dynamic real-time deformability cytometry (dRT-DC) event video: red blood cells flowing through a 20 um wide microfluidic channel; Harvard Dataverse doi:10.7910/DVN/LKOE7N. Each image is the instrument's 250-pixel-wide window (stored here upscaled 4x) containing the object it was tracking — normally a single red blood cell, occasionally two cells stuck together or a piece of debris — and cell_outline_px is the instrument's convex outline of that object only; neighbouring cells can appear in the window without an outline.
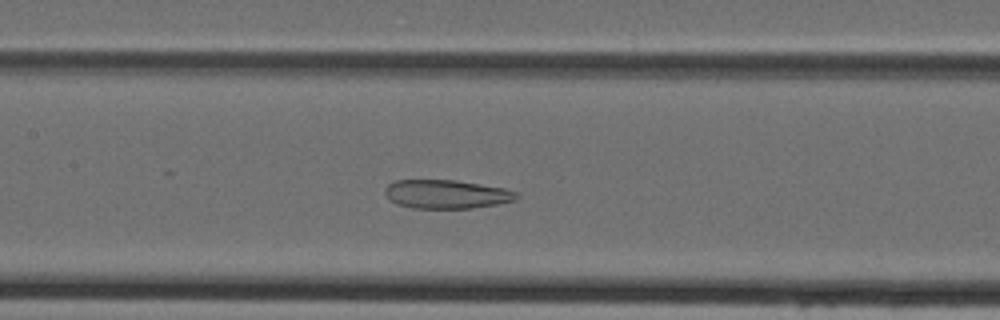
{"species": "Egyptian fruit bat (a non-hibernating species)", "species_latin": "Rousettus aegyptiacus", "temperature_condition": "cold", "stored_images_in_passage": 44, "camera_frame_rate_fps": 3000, "um_per_image_px": 0.085, "animal": {"sex": "female"}, "frame": {"image": 1, "passage_image": 19, "time_ms": 6.0, "image_size_px": [1000, 320], "cell_outline_px": [[520, 196], [516, 200], [496, 204], [472, 208], [412, 208], [396, 204], [388, 200], [384, 192], [384, 188], [388, 184], [396, 180], [456, 180], [504, 188], [520, 192]], "centroid_in_image_um": [37.94, 16.5], "position_along_channel_um": 169.5, "area_um2": 22.25}}
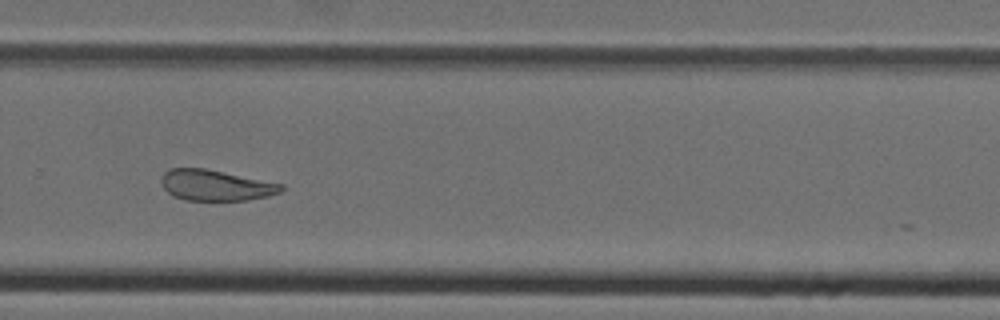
{"frame": {"image": 2, "passage_image": 29, "time_ms": 9.333, "image_size_px": [1000, 320], "cell_outline_px": [[284, 188], [280, 192], [268, 196], [248, 200], [184, 200], [172, 196], [164, 188], [160, 180], [164, 172], [168, 168], [204, 168], [284, 184]], "centroid_in_image_um": [18.31, 15.75], "position_along_channel_um": 311.5, "area_um2": 21.56}}
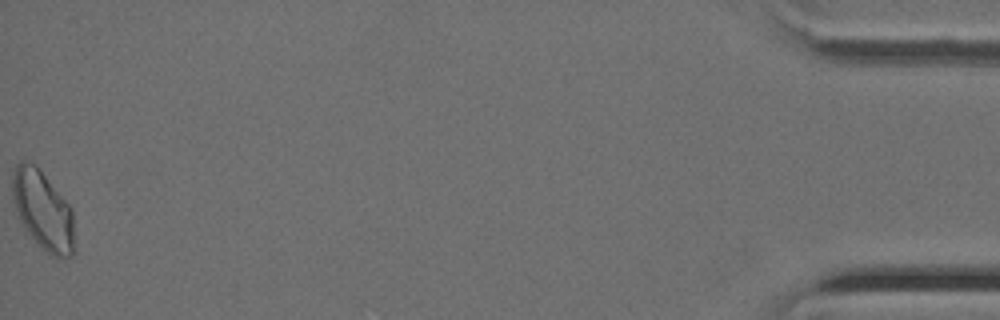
{"frame": {"image": 3, "passage_image": 44, "time_ms": 14.333, "image_size_px": [1000, 320], "cell_outline_px": [[76, 252], [72, 256], [60, 260], [52, 256], [24, 228], [20, 220], [12, 196], [12, 176], [16, 164], [20, 160], [24, 160], [32, 164], [44, 176], [68, 204], [72, 212]], "centroid_in_image_um": [3.67, 17.94], "position_along_channel_um": 431.5, "area_um2": 28.09}}